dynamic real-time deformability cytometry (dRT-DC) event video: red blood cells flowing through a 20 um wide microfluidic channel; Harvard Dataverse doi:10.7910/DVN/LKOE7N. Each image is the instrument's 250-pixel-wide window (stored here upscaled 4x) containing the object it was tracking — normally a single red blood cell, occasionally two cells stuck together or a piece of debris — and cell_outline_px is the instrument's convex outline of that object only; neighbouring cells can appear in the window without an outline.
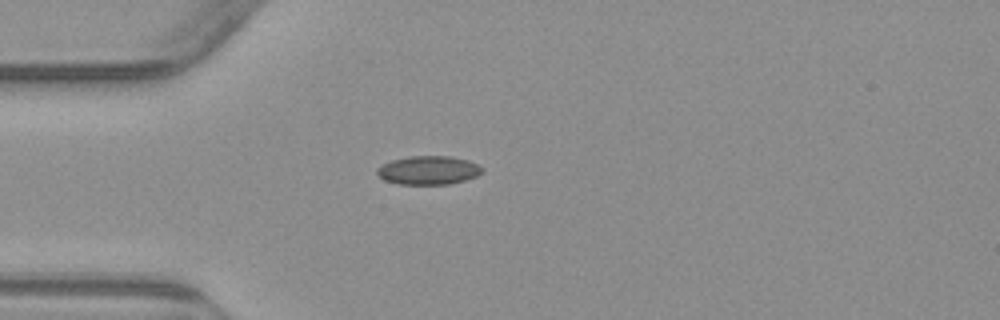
{"species": "common noctule bat (a hibernating species)", "species_latin": "Nyctalus noctula", "temperature_condition": "warm", "stored_images_in_passage": 2, "camera_frame_rate_fps": 3000, "um_per_image_px": 0.085, "animal": {"sex": "male", "body_mass_g": 23.1, "forearm_length_mm": 52.7}, "frame": {"image": 1, "passage_image": 1, "time_ms": 0.0, "image_size_px": [1000, 320], "cell_outline_px": [[484, 172], [476, 176], [464, 180], [448, 184], [400, 184], [384, 180], [376, 172], [376, 168], [392, 160], [408, 156], [452, 156], [468, 160], [480, 164], [484, 168]], "centroid_in_image_um": [36.46, 14.46], "position_along_channel_um": 48.5, "area_um2": 17.63}}